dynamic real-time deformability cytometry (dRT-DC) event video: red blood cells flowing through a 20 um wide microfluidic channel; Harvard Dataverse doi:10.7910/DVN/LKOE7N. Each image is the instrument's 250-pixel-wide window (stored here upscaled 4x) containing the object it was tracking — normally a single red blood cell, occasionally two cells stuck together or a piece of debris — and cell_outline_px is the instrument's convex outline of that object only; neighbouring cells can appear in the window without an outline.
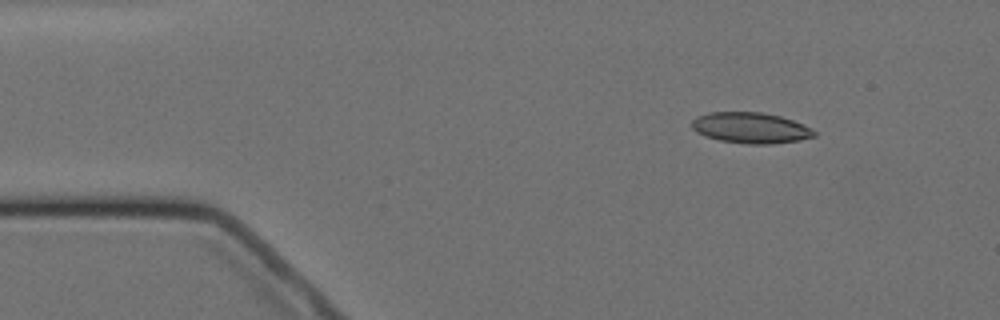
{"species": "Egyptian fruit bat (a non-hibernating species)", "species_latin": "Rousettus aegyptiacus", "temperature_condition": "cold", "stored_images_in_passage": 5, "camera_frame_rate_fps": 3000, "um_per_image_px": 0.085, "animal": {"sex": "female"}, "frame": {"image": 1, "passage_image": 2, "time_ms": 1.333, "image_size_px": [1000, 320], "cell_outline_px": [[816, 136], [800, 140], [772, 144], [744, 144], [720, 140], [696, 132], [692, 128], [692, 120], [696, 116], [708, 112], [760, 112], [780, 116], [804, 124], [812, 128], [816, 132]], "centroid_in_image_um": [63.82, 10.87], "position_along_channel_um": 21.2, "area_um2": 22.08}}
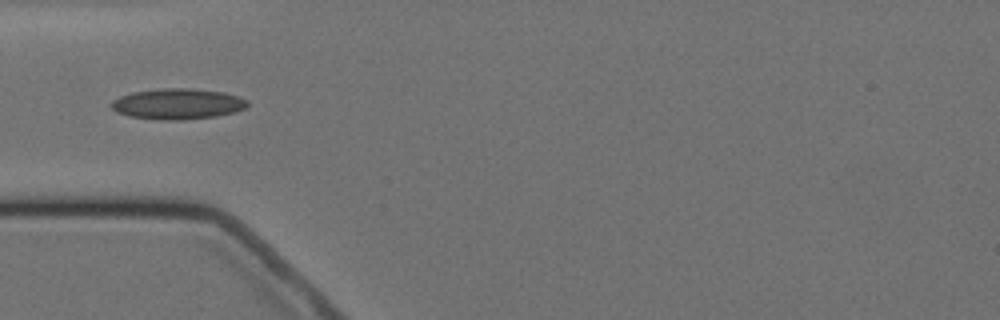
{"frame": {"image": 2, "passage_image": 5, "time_ms": 4.667, "image_size_px": [1000, 320], "cell_outline_px": [[248, 104], [244, 108], [236, 112], [216, 116], [180, 120], [160, 120], [128, 116], [116, 112], [108, 104], [112, 100], [120, 96], [132, 92], [160, 88], [192, 88], [224, 92], [240, 96], [248, 100]], "centroid_in_image_um": [15.09, 8.82], "position_along_channel_um": 69.9, "area_um2": 24.68}}